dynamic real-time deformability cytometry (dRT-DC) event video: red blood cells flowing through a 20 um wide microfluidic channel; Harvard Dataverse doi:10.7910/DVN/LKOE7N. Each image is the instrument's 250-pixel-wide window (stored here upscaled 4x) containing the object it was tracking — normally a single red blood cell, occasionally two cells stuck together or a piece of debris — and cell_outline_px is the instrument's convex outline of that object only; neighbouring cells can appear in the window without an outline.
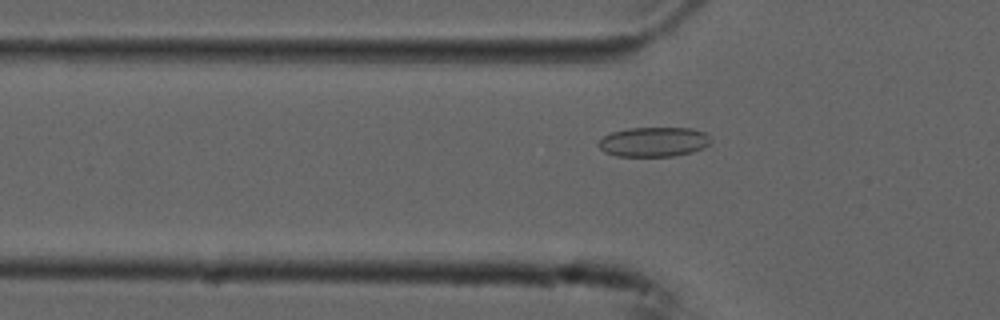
{"species": "common noctule bat (a hibernating species)", "species_latin": "Nyctalus noctula", "temperature_condition": "cold", "stored_images_in_passage": 43, "camera_frame_rate_fps": 3000, "um_per_image_px": 0.085, "animal": {"sex": "male", "forearm_length_mm": 52.5}, "frame": {"image": 1, "passage_image": 13, "time_ms": 4.0, "image_size_px": [1000, 320], "cell_outline_px": [[712, 140], [704, 148], [692, 152], [672, 156], [616, 156], [604, 152], [596, 144], [604, 136], [612, 132], [628, 128], [692, 128], [704, 132], [712, 136]], "centroid_in_image_um": [55.58, 12.06], "position_along_channel_um": 70.2, "area_um2": 19.54}}
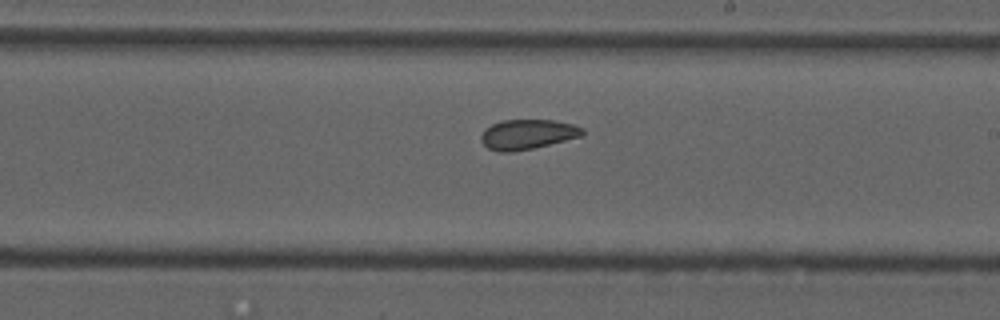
{"frame": {"image": 2, "passage_image": 27, "time_ms": 8.667, "image_size_px": [1000, 320], "cell_outline_px": [[584, 136], [532, 148], [512, 152], [500, 152], [488, 148], [480, 140], [480, 136], [484, 128], [500, 120], [552, 120], [572, 124], [584, 128]], "centroid_in_image_um": [44.82, 11.41], "position_along_channel_um": 244.2, "area_um2": 17.74}}
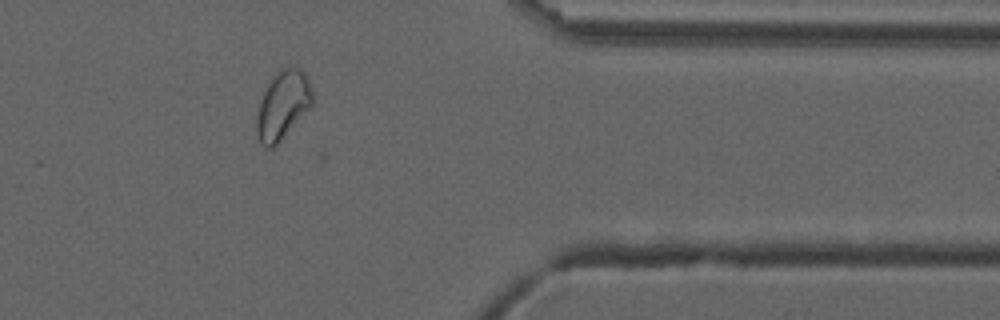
{"frame": {"image": 3, "passage_image": 40, "time_ms": 13.0, "image_size_px": [1000, 320], "cell_outline_px": [[312, 104], [280, 140], [272, 148], [268, 148], [260, 140], [256, 132], [256, 116], [264, 92], [272, 76], [280, 68], [300, 68], [304, 72], [312, 88]], "centroid_in_image_um": [24.03, 8.9], "position_along_channel_um": 387.4, "area_um2": 21.56}, "authors_computed_cell_mechanics": {"area_um2": 18.7272, "velocity_mm_per_s": 3.7276, "shape_relaxation_time_tau1_ms": null, "shape_relaxation_time_tau2_ms": 1.6613, "deformation_change_tau1": null, "deformation_change_tau2": 0.0627}}